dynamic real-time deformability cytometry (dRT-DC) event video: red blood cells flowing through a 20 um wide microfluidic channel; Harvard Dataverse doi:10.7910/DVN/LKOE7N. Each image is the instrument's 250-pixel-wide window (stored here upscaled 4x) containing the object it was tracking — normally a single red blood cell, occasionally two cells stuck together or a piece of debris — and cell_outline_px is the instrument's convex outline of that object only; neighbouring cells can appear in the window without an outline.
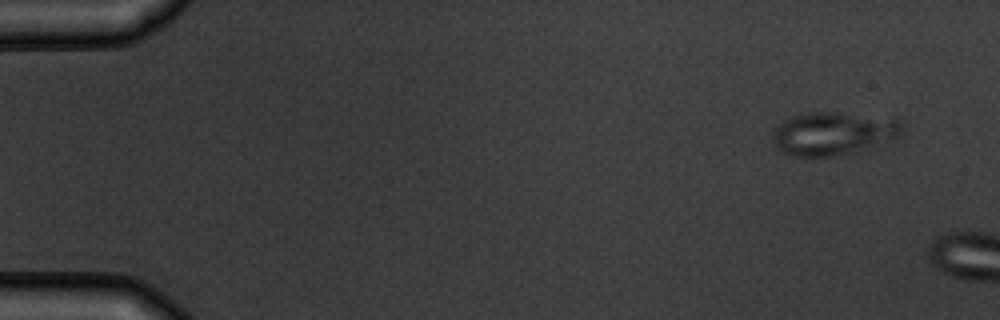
{"species": "common noctule bat (a hibernating species)", "species_latin": "Nyctalus noctula", "temperature_condition": "warm", "stored_images_in_passage": 3, "camera_frame_rate_fps": 3000, "um_per_image_px": 0.085, "animal": {"sex": "male", "body_mass_g": 19.5, "forearm_length_mm": 54.6}, "frame": {"image": 1, "passage_image": 1, "time_ms": 0.0, "image_size_px": [1000, 320], "cell_outline_px": [[904, 128], [900, 136], [852, 152], [836, 156], [788, 156], [776, 148], [772, 140], [772, 136], [776, 128], [784, 120], [792, 116], [812, 112], [840, 112], [896, 116], [900, 120]], "centroid_in_image_um": [70.86, 11.31], "position_along_channel_um": 14.1, "area_um2": 32.95}}